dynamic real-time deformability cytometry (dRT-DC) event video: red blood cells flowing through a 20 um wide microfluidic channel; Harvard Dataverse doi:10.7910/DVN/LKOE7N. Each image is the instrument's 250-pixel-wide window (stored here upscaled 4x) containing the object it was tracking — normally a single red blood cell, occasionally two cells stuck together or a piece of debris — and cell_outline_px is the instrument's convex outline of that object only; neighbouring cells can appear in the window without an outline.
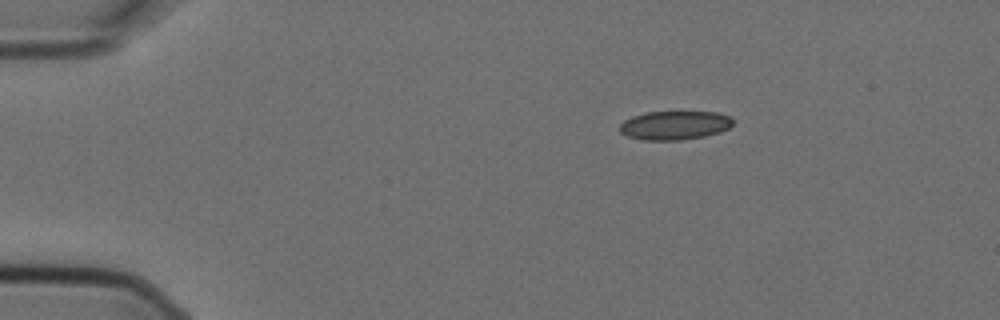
{"species": "Egyptian fruit bat (a non-hibernating species)", "species_latin": "Rousettus aegyptiacus", "temperature_condition": "cold", "stored_images_in_passage": 3, "camera_frame_rate_fps": 3000, "um_per_image_px": 0.085, "animal": {"sex": "female"}, "frame": {"image": 1, "passage_image": 1, "time_ms": 0.0, "image_size_px": [1000, 320], "cell_outline_px": [[732, 124], [728, 128], [720, 132], [704, 136], [680, 140], [644, 140], [628, 136], [620, 132], [620, 124], [624, 120], [632, 116], [644, 112], [716, 112], [732, 116]], "centroid_in_image_um": [57.34, 10.64], "position_along_channel_um": 27.7, "area_um2": 19.02}}